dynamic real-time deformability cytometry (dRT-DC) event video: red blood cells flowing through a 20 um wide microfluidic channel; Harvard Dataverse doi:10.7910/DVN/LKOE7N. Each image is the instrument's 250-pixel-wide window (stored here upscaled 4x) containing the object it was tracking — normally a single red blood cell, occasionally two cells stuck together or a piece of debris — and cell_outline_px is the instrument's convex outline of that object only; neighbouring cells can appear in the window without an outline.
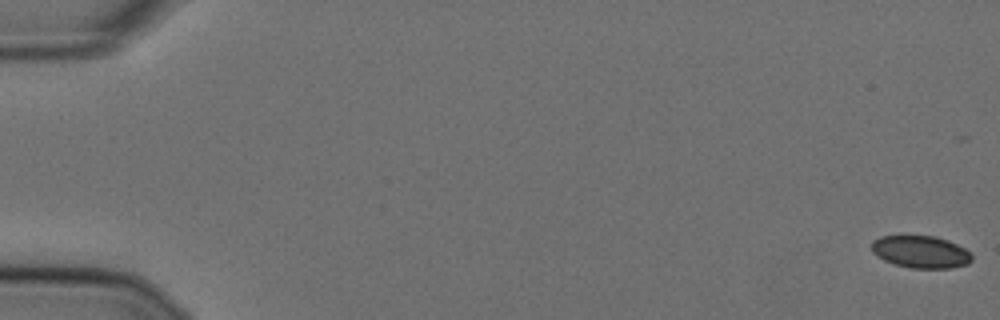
{"species": "Egyptian fruit bat (a non-hibernating species)", "species_latin": "Rousettus aegyptiacus", "temperature_condition": "cold", "stored_images_in_passage": 58, "segment_of_instrument_passage": [1, 2], "camera_frame_rate_fps": 3000, "um_per_image_px": 0.085, "animal": {"sex": "female"}, "frame": {"image": 1, "passage_image": 1, "time_ms": 0.0, "image_size_px": [1000, 320], "cell_outline_px": [[972, 260], [968, 264], [952, 268], [912, 268], [896, 264], [884, 260], [876, 256], [872, 252], [872, 240], [880, 236], [936, 236], [948, 240], [972, 252]], "centroid_in_image_um": [78.28, 21.4], "position_along_channel_um": 6.7, "area_um2": 18.96}}
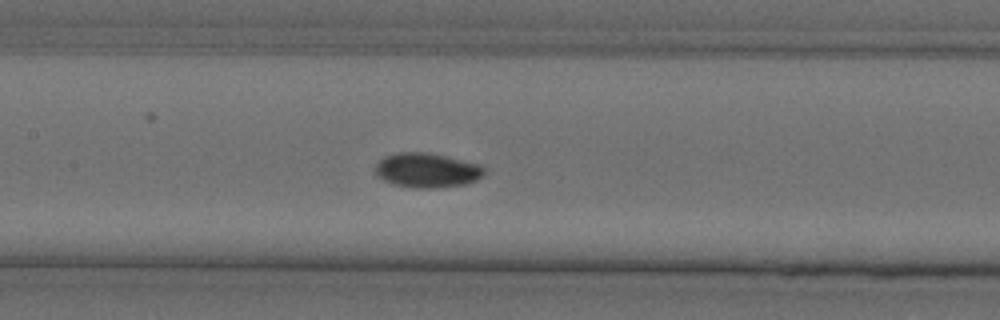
{"frame": {"image": 2, "passage_image": 28, "time_ms": 9.0, "image_size_px": [1000, 320], "cell_outline_px": [[488, 168], [484, 176], [476, 180], [464, 184], [436, 188], [416, 188], [392, 184], [376, 176], [376, 164], [384, 156], [396, 152], [424, 152], [444, 156], [480, 164]], "centroid_in_image_um": [36.31, 14.47], "position_along_channel_um": 171.1, "area_um2": 22.08}}
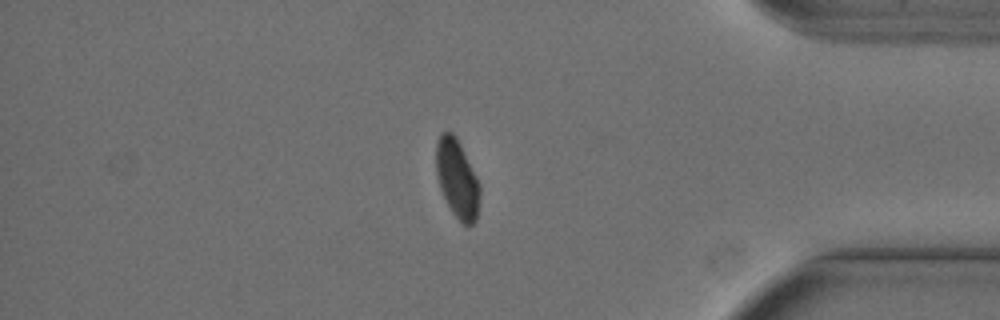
{"frame": {"image": 3, "passage_image": 49, "time_ms": 16.0, "image_size_px": [1000, 320], "cell_outline_px": [[480, 196], [476, 220], [472, 224], [464, 224], [452, 212], [440, 188], [436, 172], [436, 140], [440, 132], [452, 132], [456, 136], [480, 184]], "centroid_in_image_um": [38.85, 15.16], "position_along_channel_um": 396.4, "area_um2": 19.83}}